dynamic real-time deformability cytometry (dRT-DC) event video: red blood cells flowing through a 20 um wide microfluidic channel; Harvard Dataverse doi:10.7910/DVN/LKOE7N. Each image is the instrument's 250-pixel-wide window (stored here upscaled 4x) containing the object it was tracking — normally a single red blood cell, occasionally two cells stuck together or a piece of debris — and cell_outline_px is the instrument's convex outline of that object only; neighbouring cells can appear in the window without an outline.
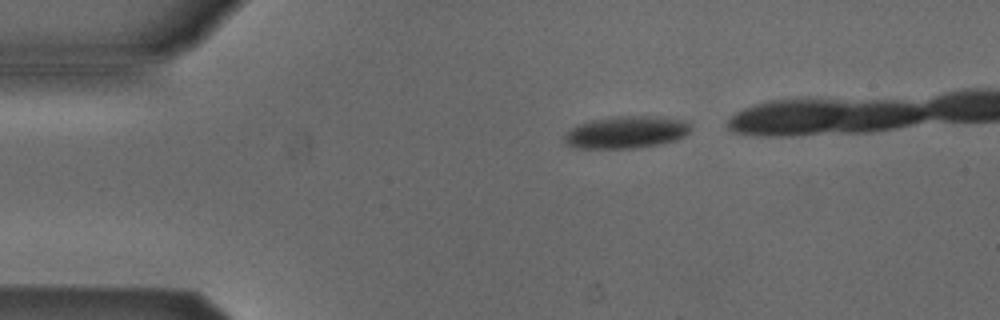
{"species": "Egyptian fruit bat (a non-hibernating species)", "species_latin": "Rousettus aegyptiacus", "temperature_condition": "cold", "stored_images_in_passage": 3, "camera_frame_rate_fps": 3000, "um_per_image_px": 0.085, "animal": {"sex": "male"}, "frame": {"image": 1, "passage_image": 1, "time_ms": 0.0, "image_size_px": [1000, 320], "cell_outline_px": [[692, 128], [684, 136], [676, 140], [660, 144], [636, 148], [576, 148], [564, 144], [564, 136], [572, 128], [580, 124], [592, 120], [616, 116], [652, 116], [684, 120], [692, 124]], "centroid_in_image_um": [53.25, 11.24], "position_along_channel_um": 31.8, "area_um2": 23.7}}